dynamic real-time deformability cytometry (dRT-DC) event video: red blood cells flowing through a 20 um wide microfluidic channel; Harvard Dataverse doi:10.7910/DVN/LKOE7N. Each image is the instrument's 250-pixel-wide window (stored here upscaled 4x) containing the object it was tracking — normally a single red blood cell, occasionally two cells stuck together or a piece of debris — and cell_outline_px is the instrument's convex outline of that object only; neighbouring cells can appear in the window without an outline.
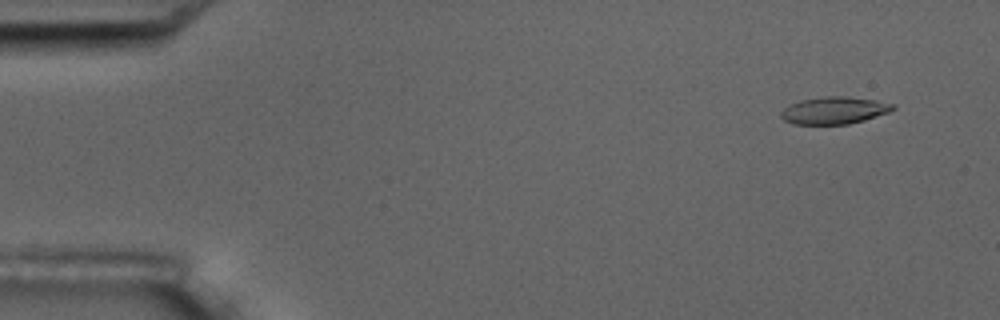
{"species": "common noctule bat (a hibernating species)", "species_latin": "Nyctalus noctula", "temperature_condition": "room temperature", "stored_images_in_passage": 11, "camera_frame_rate_fps": 3000, "um_per_image_px": 0.085, "animal": {"sex": "male", "body_mass_g": 17.5, "forearm_length_mm": 52.3}, "frame": {"image": 1, "passage_image": 2, "time_ms": 1.0, "image_size_px": [1000, 320], "cell_outline_px": [[896, 108], [888, 112], [864, 120], [848, 124], [792, 124], [784, 120], [780, 116], [780, 112], [784, 108], [800, 100], [824, 96], [848, 96], [876, 100], [896, 104]], "centroid_in_image_um": [70.92, 9.38], "position_along_channel_um": 14.1, "area_um2": 17.8}}
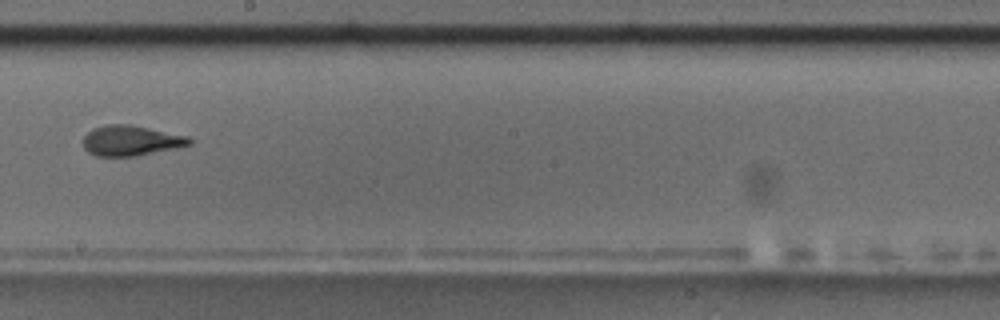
{"frame": {"image": 2, "passage_image": 10, "time_ms": 10.333, "image_size_px": [1000, 320], "cell_outline_px": [[196, 140], [192, 144], [176, 148], [136, 156], [96, 156], [88, 152], [84, 148], [84, 136], [92, 128], [108, 124], [128, 124], [188, 136]], "centroid_in_image_um": [11.15, 11.95], "position_along_channel_um": 237.0, "area_um2": 18.79}}
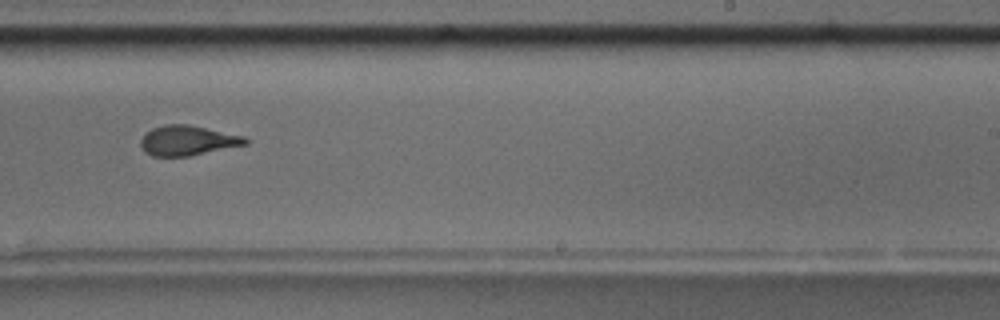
{"frame": {"image": 3, "passage_image": 11, "time_ms": 11.333, "image_size_px": [1000, 320], "cell_outline_px": [[248, 144], [188, 156], [152, 156], [144, 152], [140, 144], [140, 140], [152, 128], [164, 124], [188, 124], [244, 136], [248, 140]], "centroid_in_image_um": [15.93, 11.94], "position_along_channel_um": 273.1, "area_um2": 18.15}}